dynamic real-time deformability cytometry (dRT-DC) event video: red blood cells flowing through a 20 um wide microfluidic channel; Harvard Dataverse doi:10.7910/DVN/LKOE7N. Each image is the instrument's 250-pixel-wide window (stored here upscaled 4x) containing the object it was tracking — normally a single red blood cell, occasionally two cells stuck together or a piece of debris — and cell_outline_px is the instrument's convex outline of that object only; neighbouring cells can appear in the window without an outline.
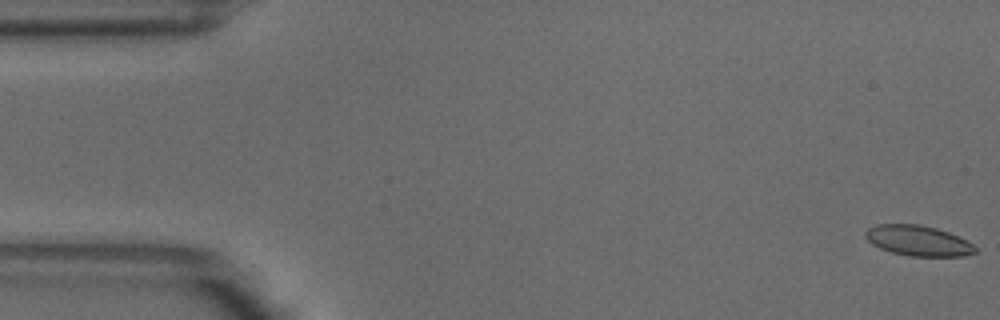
{"species": "common noctule bat (a hibernating species)", "species_latin": "Nyctalus noctula", "temperature_condition": "warm", "stored_images_in_passage": 5, "camera_frame_rate_fps": 3000, "um_per_image_px": 0.085, "animal": {"sex": "male", "body_mass_g": 18.8}, "frame": {"image": 1, "passage_image": 1, "time_ms": 0.0, "image_size_px": [1000, 320], "cell_outline_px": [[976, 252], [964, 256], [908, 256], [892, 252], [880, 248], [872, 244], [864, 236], [864, 232], [868, 228], [876, 224], [920, 224], [936, 228], [948, 232], [972, 244], [976, 248]], "centroid_in_image_um": [78.0, 20.45], "position_along_channel_um": 7.0, "area_um2": 19.36}}